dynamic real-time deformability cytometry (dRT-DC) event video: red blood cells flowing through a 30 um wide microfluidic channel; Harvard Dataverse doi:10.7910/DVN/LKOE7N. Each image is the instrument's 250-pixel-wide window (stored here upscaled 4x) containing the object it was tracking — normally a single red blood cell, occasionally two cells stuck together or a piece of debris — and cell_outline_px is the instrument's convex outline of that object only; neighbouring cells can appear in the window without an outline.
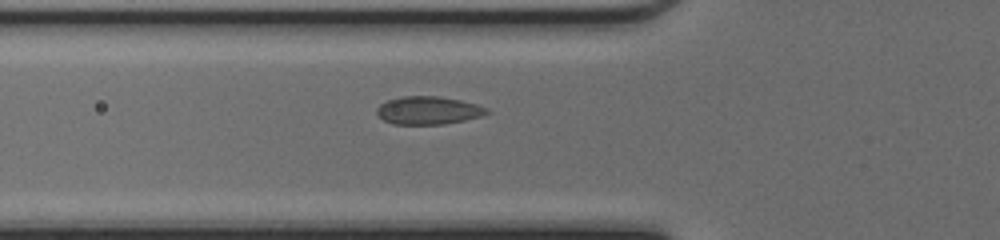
{"species": "common noctule bat (a hibernating species)", "species_latin": "Nyctalus noctula", "temperature_condition": "cold", "stored_images_in_passage": 36, "camera_frame_rate_fps": 3000, "um_per_image_px": 0.085, "animal": {"sex": "female", "body_mass_g": 17.0, "forearm_length_mm": 48.0}, "frame": {"image": 1, "passage_image": 10, "time_ms": 3.0, "image_size_px": [1000, 240], "cell_outline_px": [[492, 112], [484, 116], [444, 124], [392, 124], [384, 120], [376, 112], [376, 108], [380, 104], [388, 100], [404, 96], [440, 96], [460, 100], [476, 104], [488, 108]], "centroid_in_image_um": [36.45, 9.38], "position_along_channel_um": 89.4, "area_um2": 18.03}}
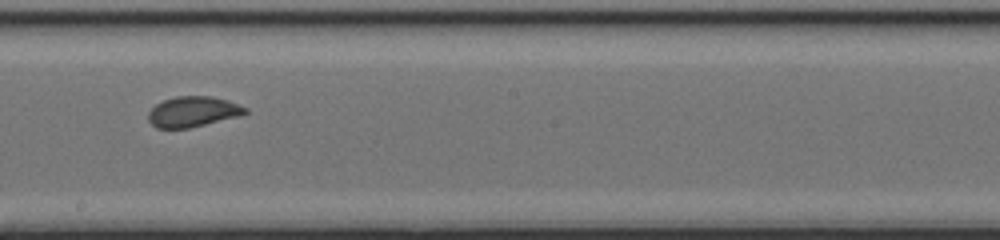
{"frame": {"image": 2, "passage_image": 20, "time_ms": 6.333, "image_size_px": [1000, 240], "cell_outline_px": [[248, 112], [240, 116], [188, 128], [156, 128], [148, 120], [148, 112], [156, 104], [164, 100], [176, 96], [212, 96], [228, 100], [248, 108]], "centroid_in_image_um": [16.41, 9.49], "position_along_channel_um": 231.8, "area_um2": 17.22}}
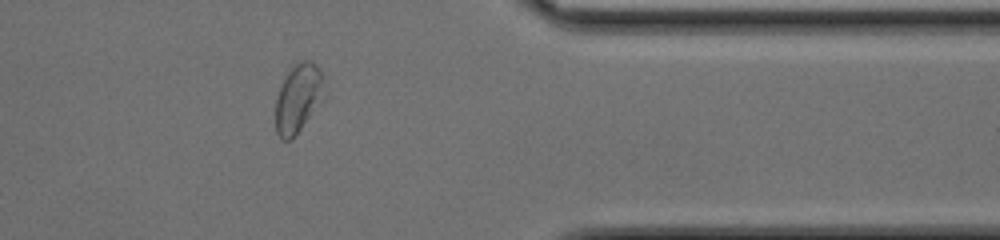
{"frame": {"image": 3, "passage_image": 32, "time_ms": 10.333, "image_size_px": [1000, 240], "cell_outline_px": [[324, 80], [316, 100], [308, 116], [292, 140], [280, 140], [276, 132], [276, 96], [292, 64], [300, 60], [312, 60], [316, 64]], "centroid_in_image_um": [25.24, 8.31], "position_along_channel_um": 386.2, "area_um2": 18.32}, "authors_computed_cell_mechanics": {"area_um2": 18.0336, "velocity_mm_per_s": 4.2757, "shape_relaxation_time_tau1_ms": 4.7298, "shape_relaxation_time_tau2_ms": null, "deformation_change_tau1": 0.1127, "deformation_change_tau2": null}}